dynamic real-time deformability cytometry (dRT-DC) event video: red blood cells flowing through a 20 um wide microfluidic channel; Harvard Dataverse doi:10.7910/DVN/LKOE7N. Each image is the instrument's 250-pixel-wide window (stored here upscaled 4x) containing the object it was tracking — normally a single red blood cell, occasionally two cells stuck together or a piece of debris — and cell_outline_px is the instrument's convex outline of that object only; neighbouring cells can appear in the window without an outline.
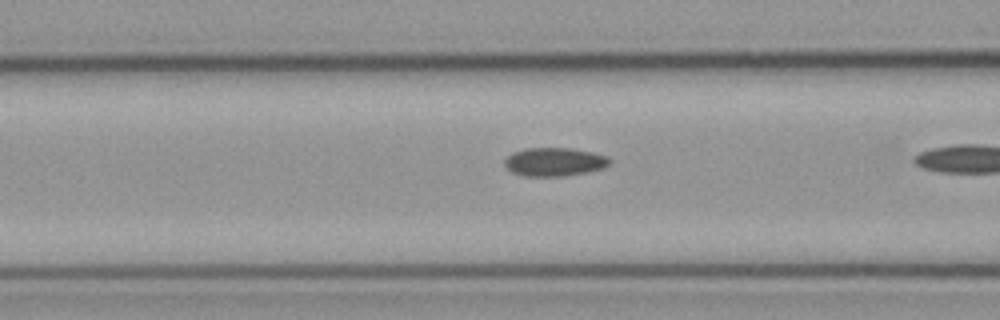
{"species": "common noctule bat (a hibernating species)", "species_latin": "Nyctalus noctula", "temperature_condition": "cold", "stored_images_in_passage": 22, "camera_frame_rate_fps": 3000, "um_per_image_px": 0.085, "animal": {"sex": "male", "body_mass_g": 23.1, "forearm_length_mm": 52.7}, "frame": {"image": 1, "passage_image": 20, "time_ms": 6.333, "image_size_px": [1000, 320], "cell_outline_px": [[612, 160], [608, 164], [600, 168], [588, 172], [564, 176], [524, 176], [512, 172], [504, 164], [504, 160], [512, 152], [524, 148], [572, 148], [592, 152], [608, 156]], "centroid_in_image_um": [47.11, 13.75], "position_along_channel_um": 119.5, "area_um2": 17.46}}